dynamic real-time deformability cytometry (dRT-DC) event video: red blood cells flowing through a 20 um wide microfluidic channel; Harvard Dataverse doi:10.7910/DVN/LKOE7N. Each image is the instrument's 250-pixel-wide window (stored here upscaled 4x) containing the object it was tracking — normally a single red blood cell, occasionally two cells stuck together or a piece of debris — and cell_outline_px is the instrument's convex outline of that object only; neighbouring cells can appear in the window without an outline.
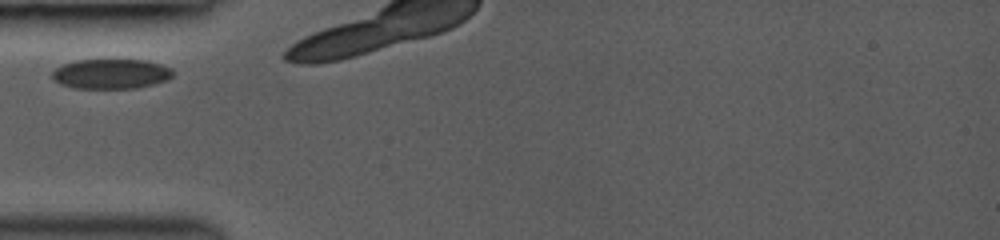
{"species": "common noctule bat (a hibernating species)", "species_latin": "Nyctalus noctula", "temperature_condition": "room temperature", "stored_images_in_passage": 2, "camera_frame_rate_fps": 3000, "um_per_image_px": 0.085, "animal": {"sex": "female", "body_mass_g": 19.0, "forearm_length_mm": 53.3}, "frame": {"image": 1, "passage_image": 1, "time_ms": 0.0, "image_size_px": [1000, 240], "cell_outline_px": [[176, 72], [168, 80], [136, 88], [72, 88], [60, 84], [52, 80], [52, 72], [56, 68], [64, 64], [76, 60], [144, 60], [160, 64], [172, 68]], "centroid_in_image_um": [9.44, 6.28], "position_along_channel_um": 75.6, "area_um2": 21.1}}